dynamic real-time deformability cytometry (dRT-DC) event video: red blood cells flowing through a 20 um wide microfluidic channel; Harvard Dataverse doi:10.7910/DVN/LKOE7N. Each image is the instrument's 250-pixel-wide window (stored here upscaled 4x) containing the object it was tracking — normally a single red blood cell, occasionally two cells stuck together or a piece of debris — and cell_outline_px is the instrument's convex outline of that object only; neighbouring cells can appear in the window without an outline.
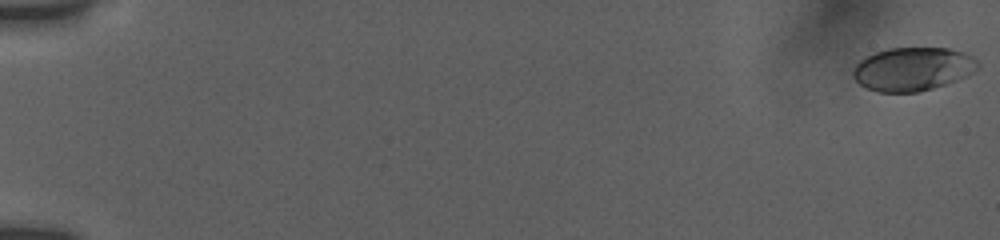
{"species": "human", "species_latin": "Homo sapiens", "temperature_condition": "room temperature", "stored_images_in_passage": 34, "camera_frame_rate_fps": 3000, "um_per_image_px": 0.085, "donor": {"sex": "female"}, "frame": {"image": 1, "passage_image": 1, "time_ms": 0.0, "image_size_px": [1000, 240], "cell_outline_px": [[980, 64], [972, 72], [956, 80], [932, 88], [916, 92], [876, 92], [860, 84], [852, 76], [852, 72], [856, 64], [860, 60], [876, 52], [888, 48], [948, 48], [964, 52], [972, 56]], "centroid_in_image_um": [77.56, 5.86], "position_along_channel_um": 7.4, "area_um2": 31.33}}
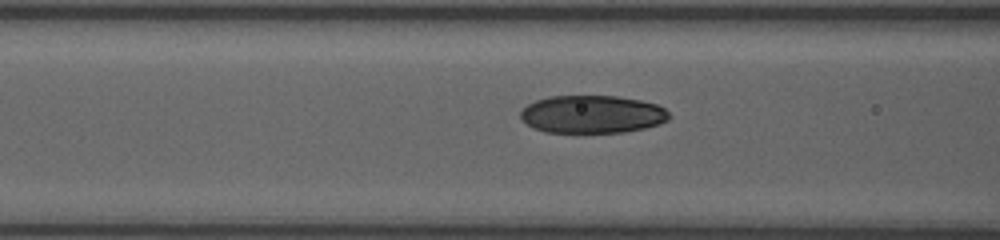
{"frame": {"image": 2, "passage_image": 20, "time_ms": 8.0, "image_size_px": [1000, 240], "cell_outline_px": [[668, 120], [660, 124], [644, 128], [624, 132], [544, 132], [532, 128], [520, 116], [520, 112], [528, 104], [536, 100], [548, 96], [616, 96], [640, 100], [656, 104], [664, 108], [668, 112]], "centroid_in_image_um": [50.33, 9.71], "position_along_channel_um": 116.3, "area_um2": 32.66}}
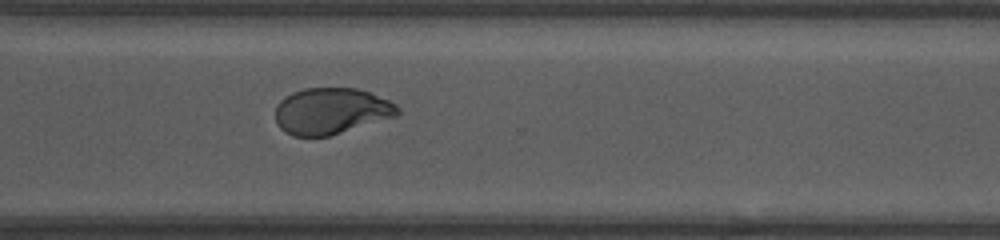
{"frame": {"image": 3, "passage_image": 34, "time_ms": 14.0, "image_size_px": [1000, 240], "cell_outline_px": [[400, 112], [396, 116], [328, 136], [292, 136], [284, 132], [276, 124], [276, 104], [280, 100], [292, 92], [304, 88], [356, 88], [368, 92], [388, 100], [396, 104], [400, 108]], "centroid_in_image_um": [28.12, 9.44], "position_along_channel_um": 342.5, "area_um2": 32.95}}